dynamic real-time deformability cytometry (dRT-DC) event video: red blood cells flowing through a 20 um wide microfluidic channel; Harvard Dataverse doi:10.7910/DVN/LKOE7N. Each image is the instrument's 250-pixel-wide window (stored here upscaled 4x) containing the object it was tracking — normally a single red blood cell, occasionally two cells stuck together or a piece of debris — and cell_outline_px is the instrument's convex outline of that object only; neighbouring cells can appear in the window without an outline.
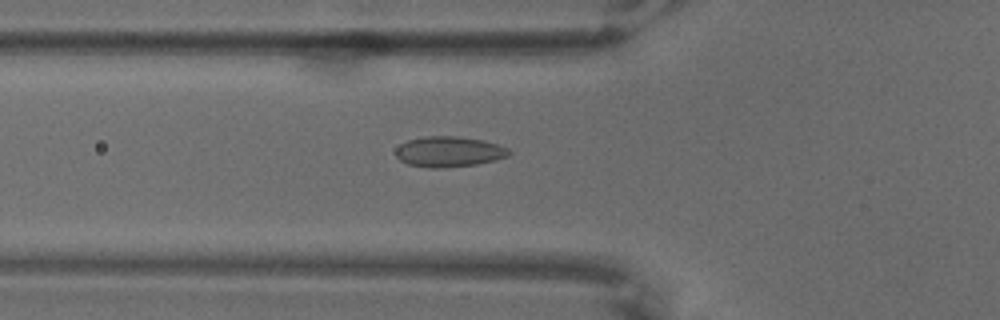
{"species": "common noctule bat (a hibernating species)", "species_latin": "Nyctalus noctula", "temperature_condition": "warm", "stored_images_in_passage": 36, "camera_frame_rate_fps": 3000, "um_per_image_px": 0.085, "animal": {"sex": "male", "body_mass_g": 18.8}, "frame": {"image": 1, "passage_image": 3, "time_ms": 0.667, "image_size_px": [1000, 320], "cell_outline_px": [[512, 152], [508, 156], [476, 164], [444, 168], [428, 168], [408, 164], [400, 160], [396, 156], [396, 148], [400, 144], [408, 140], [424, 136], [456, 136], [484, 140], [508, 148]], "centroid_in_image_um": [38.14, 12.89], "position_along_channel_um": 87.7, "area_um2": 20.11}}
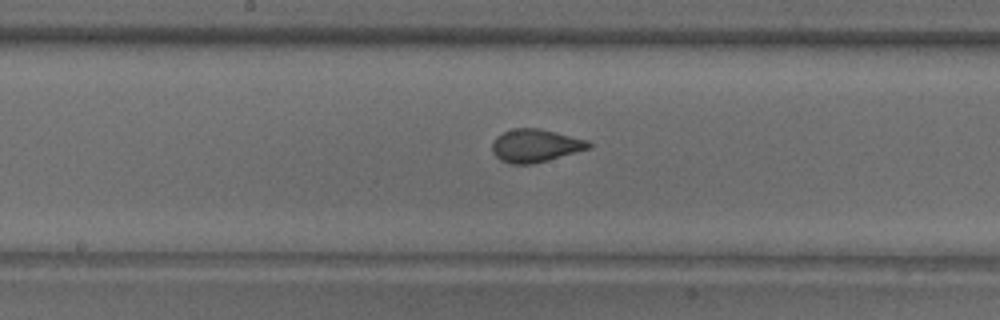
{"frame": {"image": 2, "passage_image": 14, "time_ms": 4.333, "image_size_px": [1000, 320], "cell_outline_px": [[592, 148], [548, 160], [532, 164], [512, 164], [500, 160], [492, 152], [492, 140], [496, 136], [512, 128], [540, 128], [588, 140], [592, 144]], "centroid_in_image_um": [45.51, 12.37], "position_along_channel_um": 202.7, "area_um2": 18.73}}
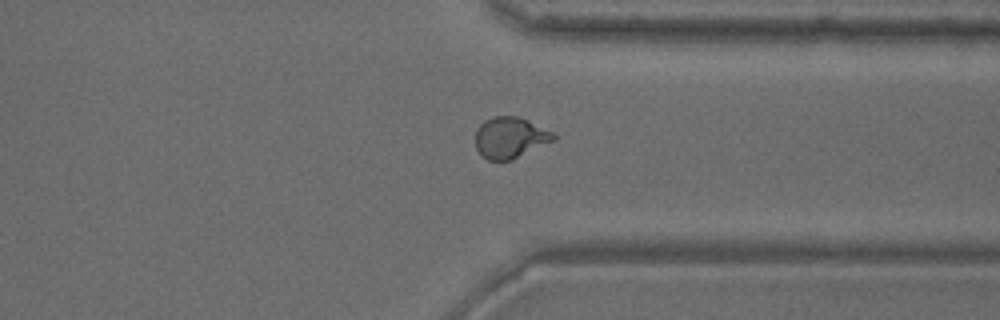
{"frame": {"image": 3, "passage_image": 30, "time_ms": 9.667, "image_size_px": [1000, 320], "cell_outline_px": [[556, 140], [512, 160], [488, 160], [480, 156], [476, 148], [476, 132], [480, 124], [484, 120], [492, 116], [520, 116], [552, 132], [556, 136]], "centroid_in_image_um": [43.36, 11.7], "position_along_channel_um": 368.0, "area_um2": 18.9}}